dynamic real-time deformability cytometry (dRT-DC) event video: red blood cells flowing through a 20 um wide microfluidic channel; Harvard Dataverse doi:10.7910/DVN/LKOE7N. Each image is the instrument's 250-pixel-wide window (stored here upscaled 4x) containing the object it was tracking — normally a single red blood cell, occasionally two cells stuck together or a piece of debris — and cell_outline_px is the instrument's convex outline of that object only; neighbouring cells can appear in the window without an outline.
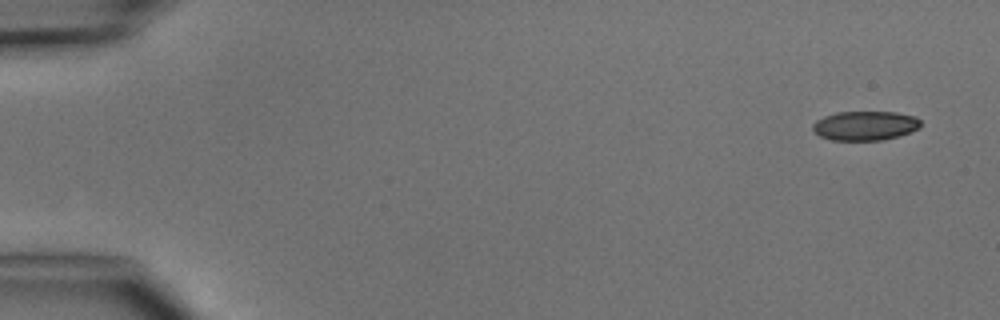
{"species": "common noctule bat (a hibernating species)", "species_latin": "Nyctalus noctula", "temperature_condition": "cold", "stored_images_in_passage": 5, "camera_frame_rate_fps": 3000, "um_per_image_px": 0.085, "animal": {"sex": "male", "body_mass_g": 15.6}, "frame": {"image": 1, "passage_image": 1, "time_ms": 0.0, "image_size_px": [1000, 320], "cell_outline_px": [[920, 128], [900, 136], [880, 140], [832, 140], [820, 136], [812, 128], [812, 124], [816, 120], [824, 116], [836, 112], [896, 112], [916, 116], [920, 120]], "centroid_in_image_um": [73.55, 10.68], "position_along_channel_um": 11.5, "area_um2": 18.5}}
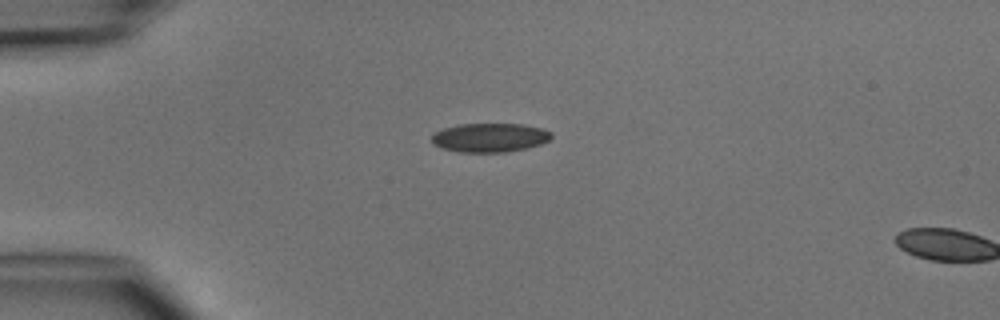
{"frame": {"image": 2, "passage_image": 4, "time_ms": 3.333, "image_size_px": [1000, 320], "cell_outline_px": [[552, 136], [548, 140], [540, 144], [528, 148], [504, 152], [460, 152], [444, 148], [432, 144], [432, 132], [440, 128], [460, 124], [524, 124], [544, 128], [552, 132]], "centroid_in_image_um": [41.62, 11.68], "position_along_channel_um": 43.4, "area_um2": 20.4}}